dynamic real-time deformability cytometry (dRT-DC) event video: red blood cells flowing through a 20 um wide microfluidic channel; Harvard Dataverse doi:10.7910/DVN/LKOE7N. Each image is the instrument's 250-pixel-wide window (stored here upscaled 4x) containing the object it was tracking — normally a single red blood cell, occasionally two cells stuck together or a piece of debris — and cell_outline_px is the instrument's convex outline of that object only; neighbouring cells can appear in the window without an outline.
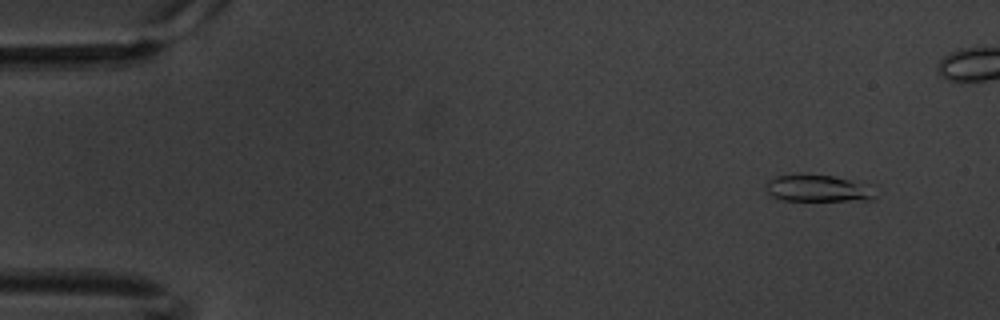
{"species": "common noctule bat (a hibernating species)", "species_latin": "Nyctalus noctula", "temperature_condition": "warm", "stored_images_in_passage": 5, "camera_frame_rate_fps": 3000, "um_per_image_px": 0.085, "animal": {"sex": "male", "body_mass_g": 20.1, "forearm_length_mm": 53.5}, "frame": {"image": 1, "passage_image": 1, "time_ms": 0.0, "image_size_px": [1000, 320], "cell_outline_px": [[876, 200], [780, 200], [772, 196], [764, 188], [768, 180], [776, 176], [800, 172], [832, 176], [876, 184]], "centroid_in_image_um": [69.61, 15.98], "position_along_channel_um": 15.4, "area_um2": 18.03}}